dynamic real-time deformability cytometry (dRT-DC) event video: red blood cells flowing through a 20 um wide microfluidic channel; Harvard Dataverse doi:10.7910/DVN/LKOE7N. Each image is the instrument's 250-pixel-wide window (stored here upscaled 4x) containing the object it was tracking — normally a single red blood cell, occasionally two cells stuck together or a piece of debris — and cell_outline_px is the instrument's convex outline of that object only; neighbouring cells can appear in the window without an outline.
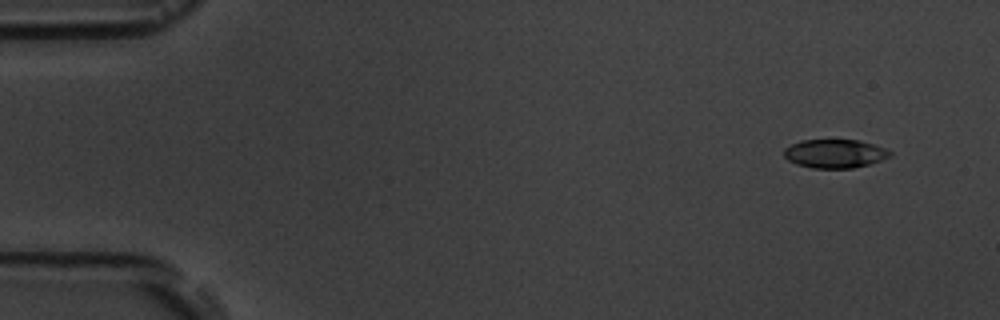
{"species": "common noctule bat (a hibernating species)", "species_latin": "Nyctalus noctula", "temperature_condition": "room temperature", "stored_images_in_passage": 10, "camera_frame_rate_fps": 3000, "um_per_image_px": 0.085, "animal": {"sex": "male", "body_mass_g": 19.5, "forearm_length_mm": 54.6}, "frame": {"image": 1, "passage_image": 1, "time_ms": 0.0, "image_size_px": [1000, 320], "cell_outline_px": [[892, 156], [868, 164], [852, 168], [812, 168], [796, 164], [788, 160], [784, 156], [784, 148], [800, 140], [860, 140], [884, 148], [892, 152]], "centroid_in_image_um": [70.94, 13.05], "position_along_channel_um": 14.1, "area_um2": 17.63}}
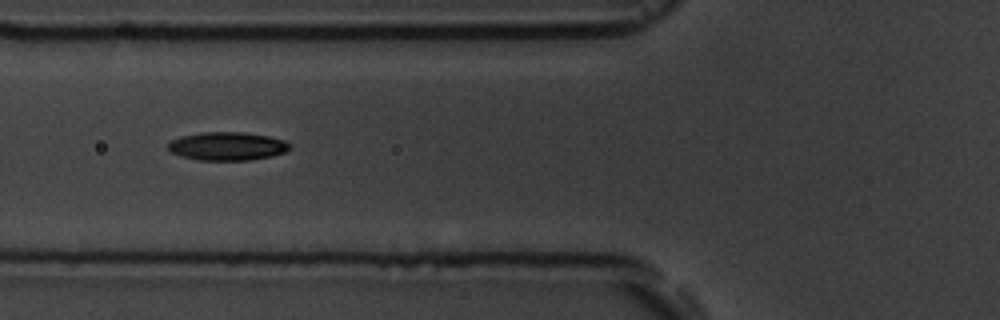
{"frame": {"image": 2, "passage_image": 6, "time_ms": 5.667, "image_size_px": [1000, 320], "cell_outline_px": [[292, 148], [284, 152], [272, 156], [248, 160], [200, 160], [180, 156], [172, 152], [168, 148], [168, 144], [172, 140], [180, 136], [200, 132], [244, 132], [268, 136], [284, 140], [292, 144]], "centroid_in_image_um": [19.34, 12.42], "position_along_channel_um": 106.5, "area_um2": 20.17}}
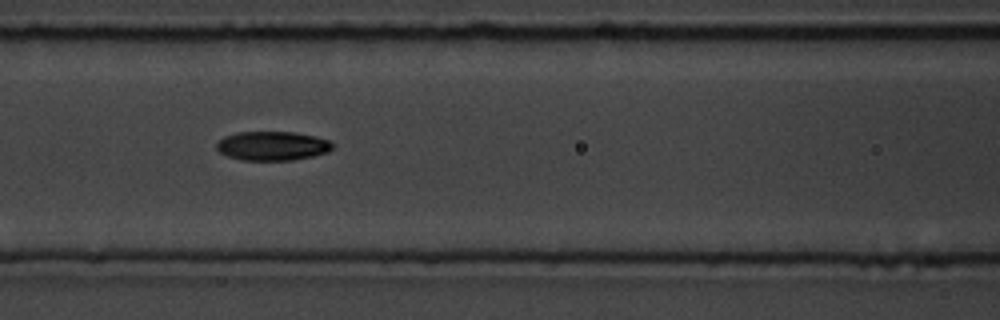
{"frame": {"image": 3, "passage_image": 7, "time_ms": 6.667, "image_size_px": [1000, 320], "cell_outline_px": [[332, 148], [328, 152], [312, 156], [292, 160], [244, 160], [228, 156], [220, 152], [216, 148], [216, 144], [224, 136], [236, 132], [292, 132], [316, 136], [328, 140], [332, 144]], "centroid_in_image_um": [23.14, 12.39], "position_along_channel_um": 143.5, "area_um2": 19.54}}